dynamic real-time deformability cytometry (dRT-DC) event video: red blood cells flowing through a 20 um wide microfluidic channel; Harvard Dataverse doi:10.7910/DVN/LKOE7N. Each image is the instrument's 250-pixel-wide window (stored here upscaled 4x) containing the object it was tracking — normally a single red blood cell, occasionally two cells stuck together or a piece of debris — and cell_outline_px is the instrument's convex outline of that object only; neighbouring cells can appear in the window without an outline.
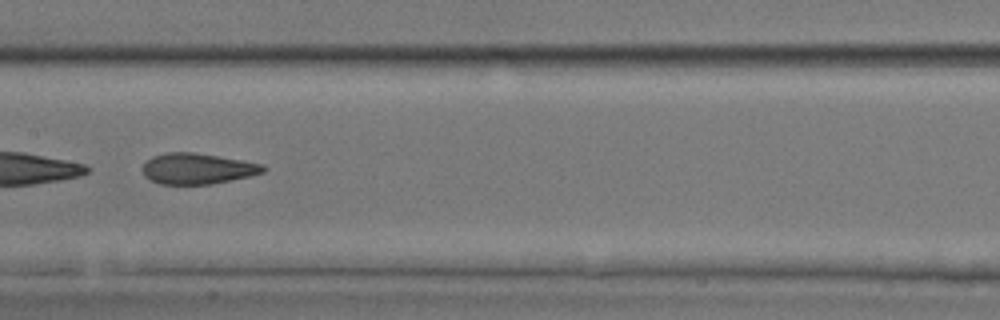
{"species": "common noctule bat (a hibernating species)", "species_latin": "Nyctalus noctula", "temperature_condition": "room temperature", "stored_images_in_passage": 32, "camera_frame_rate_fps": 3000, "um_per_image_px": 0.085, "animal": {"sex": "male", "body_mass_g": 17.9, "forearm_length_mm": 54.2}, "frame": {"image": 1, "passage_image": 14, "time_ms": 4.333, "image_size_px": [1000, 320], "cell_outline_px": [[268, 168], [264, 172], [252, 176], [212, 184], [160, 184], [144, 176], [144, 164], [152, 156], [168, 152], [196, 152], [264, 164]], "centroid_in_image_um": [16.84, 14.33], "position_along_channel_um": 190.6, "area_um2": 21.73}}